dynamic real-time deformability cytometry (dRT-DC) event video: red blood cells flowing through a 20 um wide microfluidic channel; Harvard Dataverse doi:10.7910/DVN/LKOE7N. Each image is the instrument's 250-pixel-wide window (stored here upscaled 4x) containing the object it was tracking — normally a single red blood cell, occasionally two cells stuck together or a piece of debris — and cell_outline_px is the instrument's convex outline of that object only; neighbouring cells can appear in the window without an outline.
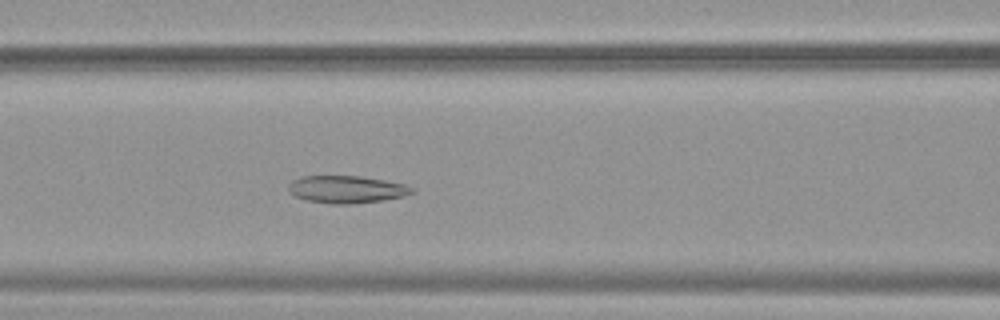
{"species": "common noctule bat (a hibernating species)", "species_latin": "Nyctalus noctula", "temperature_condition": "warm", "stored_images_in_passage": 50, "camera_frame_rate_fps": 3000, "um_per_image_px": 0.085, "animal": {"sex": "female", "body_mass_g": 19.9}, "frame": {"image": 1, "passage_image": 20, "time_ms": 6.333, "image_size_px": [1000, 320], "cell_outline_px": [[416, 192], [404, 196], [384, 200], [348, 204], [332, 204], [304, 200], [288, 192], [288, 184], [292, 180], [300, 176], [360, 176], [384, 180], [404, 184], [416, 188]], "centroid_in_image_um": [29.46, 16.09], "position_along_channel_um": 137.1, "area_um2": 19.94}}
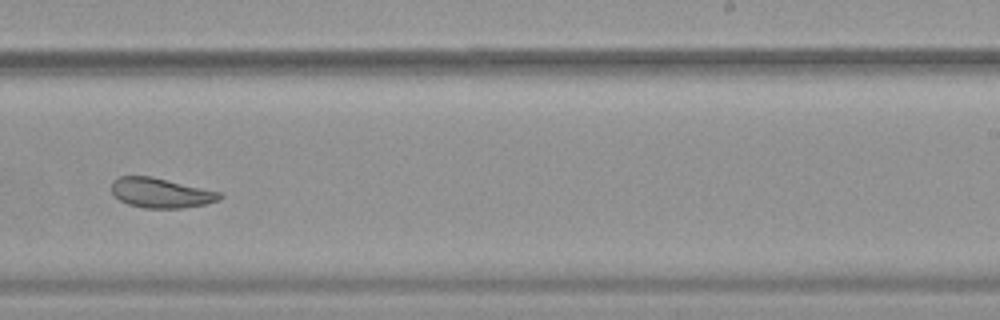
{"frame": {"image": 2, "passage_image": 31, "time_ms": 10.0, "image_size_px": [1000, 320], "cell_outline_px": [[224, 196], [220, 200], [204, 204], [184, 208], [144, 208], [128, 204], [120, 200], [112, 192], [112, 180], [120, 176], [152, 176], [224, 192]], "centroid_in_image_um": [13.73, 16.39], "position_along_channel_um": 275.3, "area_um2": 19.07}}
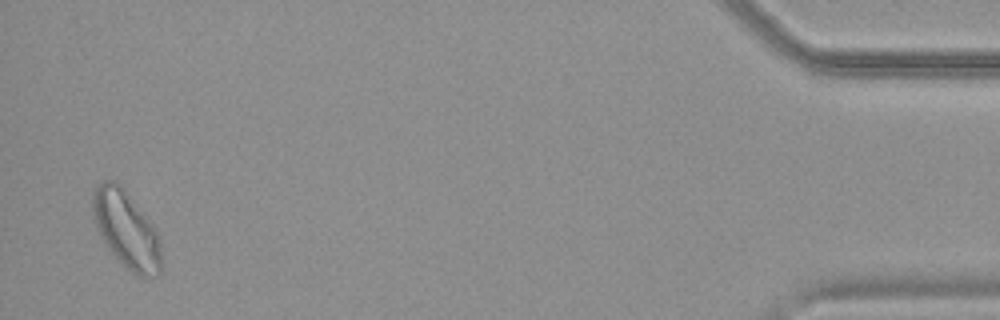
{"frame": {"image": 3, "passage_image": 49, "time_ms": 16.0, "image_size_px": [1000, 320], "cell_outline_px": [[160, 276], [140, 276], [132, 272], [108, 248], [100, 236], [92, 212], [92, 192], [104, 180], [112, 180], [120, 184], [124, 188], [160, 236]], "centroid_in_image_um": [10.73, 19.49], "position_along_channel_um": 424.5, "area_um2": 30.17}, "authors_computed_cell_mechanics": {"area_um2": 24.0737, "velocity_mm_per_s": 3.7894, "shape_relaxation_time_tau1_ms": 4.9976, "shape_relaxation_time_tau2_ms": 2.4583, "deformation_change_tau1": 0.1273, "deformation_change_tau2": 0.0692}}